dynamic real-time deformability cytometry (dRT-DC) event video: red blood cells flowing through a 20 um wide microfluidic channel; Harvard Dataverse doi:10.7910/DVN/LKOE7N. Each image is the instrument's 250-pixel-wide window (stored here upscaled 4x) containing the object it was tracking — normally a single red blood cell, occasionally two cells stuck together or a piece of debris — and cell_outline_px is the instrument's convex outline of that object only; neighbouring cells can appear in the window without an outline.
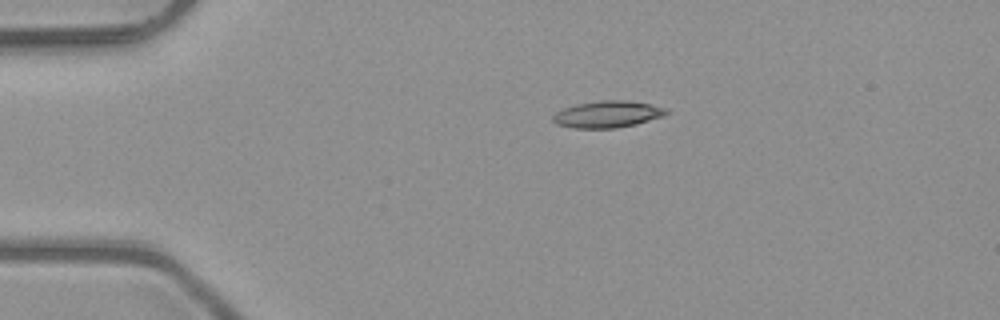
{"species": "common noctule bat (a hibernating species)", "species_latin": "Nyctalus noctula", "temperature_condition": "room temperature", "stored_images_in_passage": 4, "camera_frame_rate_fps": 3000, "um_per_image_px": 0.085, "animal": {"sex": "male", "body_mass_g": 23.1, "forearm_length_mm": 52.7}, "frame": {"image": 1, "passage_image": 4, "time_ms": 1.0, "image_size_px": [1000, 320], "cell_outline_px": [[668, 112], [664, 116], [636, 124], [616, 128], [572, 128], [556, 124], [552, 120], [552, 116], [556, 112], [564, 108], [576, 104], [600, 100], [628, 100], [652, 104], [664, 108]], "centroid_in_image_um": [51.62, 9.71], "position_along_channel_um": 33.4, "area_um2": 17.74}}